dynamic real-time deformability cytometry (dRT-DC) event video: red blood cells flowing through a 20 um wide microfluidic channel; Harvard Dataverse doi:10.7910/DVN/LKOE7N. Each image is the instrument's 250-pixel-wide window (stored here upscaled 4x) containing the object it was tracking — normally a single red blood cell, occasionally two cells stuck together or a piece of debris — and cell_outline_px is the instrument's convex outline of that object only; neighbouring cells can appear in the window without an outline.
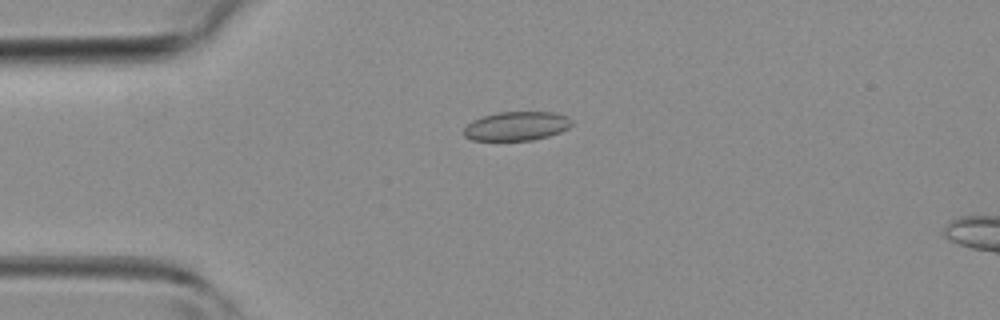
{"species": "common noctule bat (a hibernating species)", "species_latin": "Nyctalus noctula", "temperature_condition": "room temperature", "stored_images_in_passage": 44, "camera_frame_rate_fps": 3000, "um_per_image_px": 0.085, "animal": {"sex": "female", "body_mass_g": 19.3, "forearm_length_mm": 54.1}, "frame": {"image": 1, "passage_image": 11, "time_ms": 3.333, "image_size_px": [1000, 320], "cell_outline_px": [[572, 124], [568, 128], [560, 132], [548, 136], [532, 140], [472, 140], [464, 136], [464, 128], [472, 120], [484, 116], [500, 112], [556, 112], [568, 116], [572, 120]], "centroid_in_image_um": [43.93, 10.71], "position_along_channel_um": 41.1, "area_um2": 18.21}}
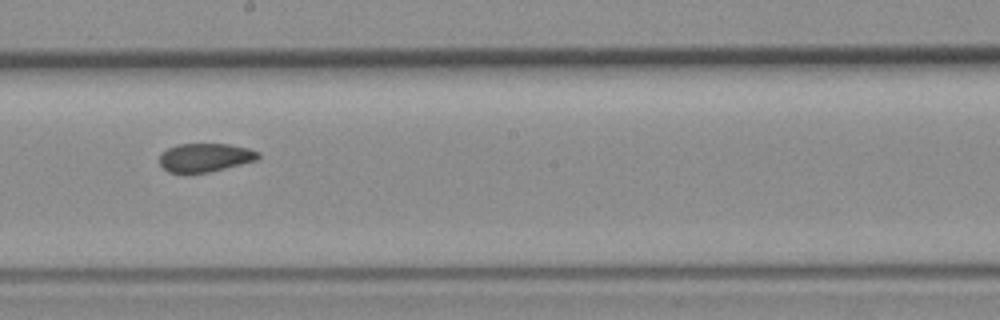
{"frame": {"image": 2, "passage_image": 25, "time_ms": 8.0, "image_size_px": [1000, 320], "cell_outline_px": [[260, 156], [256, 160], [208, 172], [184, 176], [168, 172], [160, 164], [160, 152], [168, 148], [180, 144], [228, 144], [248, 148], [260, 152]], "centroid_in_image_um": [17.37, 13.42], "position_along_channel_um": 230.8, "area_um2": 16.76}}
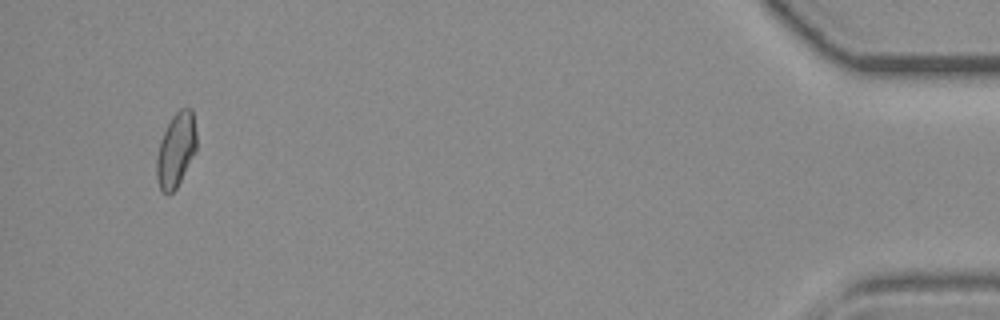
{"frame": {"image": 3, "passage_image": 43, "time_ms": 14.0, "image_size_px": [1000, 320], "cell_outline_px": [[196, 152], [176, 188], [168, 196], [160, 188], [156, 176], [156, 156], [160, 140], [172, 116], [180, 108], [192, 108], [196, 132]], "centroid_in_image_um": [14.96, 12.74], "position_along_channel_um": 420.2, "area_um2": 17.34}}